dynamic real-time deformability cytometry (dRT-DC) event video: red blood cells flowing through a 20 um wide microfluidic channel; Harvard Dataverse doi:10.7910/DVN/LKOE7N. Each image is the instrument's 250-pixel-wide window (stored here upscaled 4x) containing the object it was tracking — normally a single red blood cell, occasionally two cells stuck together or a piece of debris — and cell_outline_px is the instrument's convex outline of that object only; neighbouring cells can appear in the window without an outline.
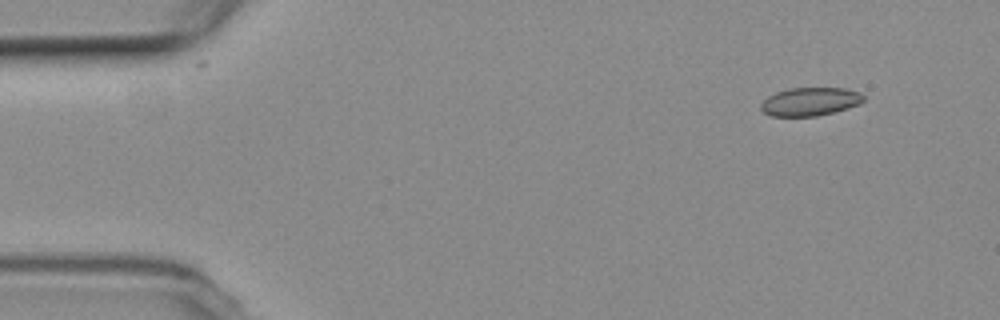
{"species": "common noctule bat (a hibernating species)", "species_latin": "Nyctalus noctula", "temperature_condition": "room temperature", "stored_images_in_passage": 5, "camera_frame_rate_fps": 3000, "um_per_image_px": 0.085, "animal": {"sex": "female", "body_mass_g": 19.3, "forearm_length_mm": 54.1}, "frame": {"image": 1, "passage_image": 1, "time_ms": 0.0, "image_size_px": [1000, 320], "cell_outline_px": [[864, 100], [860, 104], [848, 108], [816, 116], [772, 116], [764, 112], [760, 108], [760, 104], [768, 96], [776, 92], [788, 88], [844, 88], [856, 92], [864, 96]], "centroid_in_image_um": [68.83, 8.63], "position_along_channel_um": 16.2, "area_um2": 16.82}}
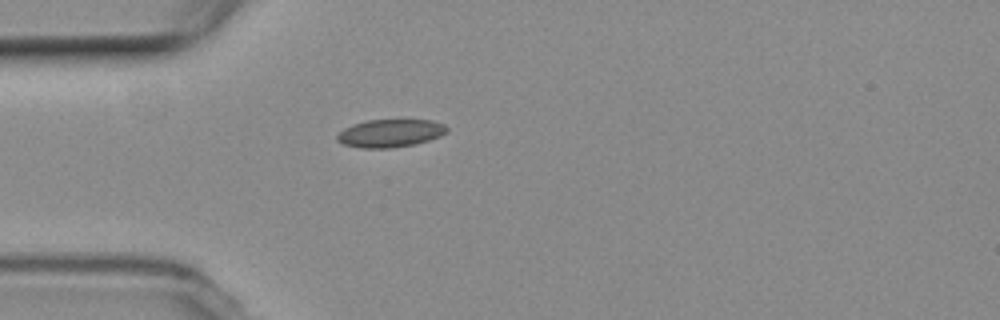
{"frame": {"image": 2, "passage_image": 4, "time_ms": 3.667, "image_size_px": [1000, 320], "cell_outline_px": [[448, 132], [440, 136], [416, 144], [392, 148], [364, 148], [344, 144], [336, 140], [336, 136], [344, 128], [352, 124], [368, 120], [432, 120], [444, 124], [448, 128]], "centroid_in_image_um": [33.19, 11.32], "position_along_channel_um": 51.8, "area_um2": 17.86}}